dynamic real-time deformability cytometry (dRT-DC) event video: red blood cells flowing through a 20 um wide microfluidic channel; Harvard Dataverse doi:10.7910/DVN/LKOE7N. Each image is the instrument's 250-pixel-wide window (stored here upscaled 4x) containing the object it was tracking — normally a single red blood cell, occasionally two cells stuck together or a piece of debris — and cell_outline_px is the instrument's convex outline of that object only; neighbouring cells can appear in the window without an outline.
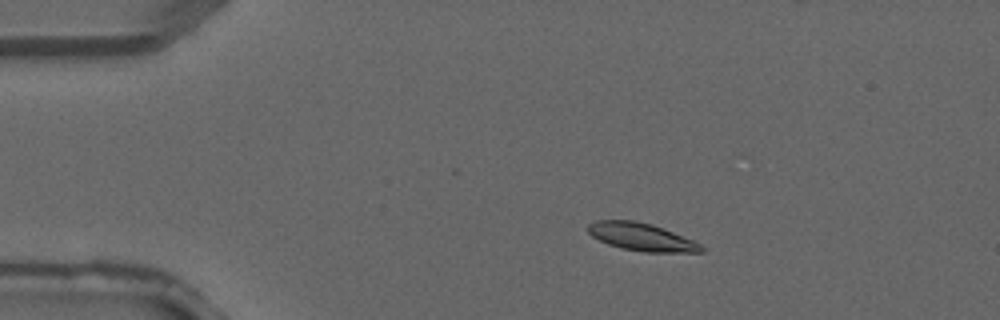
{"species": "common noctule bat (a hibernating species)", "species_latin": "Nyctalus noctula", "temperature_condition": "warm", "stored_images_in_passage": 5, "camera_frame_rate_fps": 3000, "um_per_image_px": 0.085, "animal": {"sex": "male", "forearm_length_mm": 52.5}, "frame": {"image": 1, "passage_image": 3, "time_ms": 0.667, "image_size_px": [1000, 320], "cell_outline_px": [[704, 252], [644, 252], [620, 248], [608, 244], [592, 236], [588, 232], [588, 224], [596, 220], [632, 220], [652, 224], [692, 240], [700, 244], [704, 248]], "centroid_in_image_um": [54.5, 20.14], "position_along_channel_um": 30.5, "area_um2": 18.15}}